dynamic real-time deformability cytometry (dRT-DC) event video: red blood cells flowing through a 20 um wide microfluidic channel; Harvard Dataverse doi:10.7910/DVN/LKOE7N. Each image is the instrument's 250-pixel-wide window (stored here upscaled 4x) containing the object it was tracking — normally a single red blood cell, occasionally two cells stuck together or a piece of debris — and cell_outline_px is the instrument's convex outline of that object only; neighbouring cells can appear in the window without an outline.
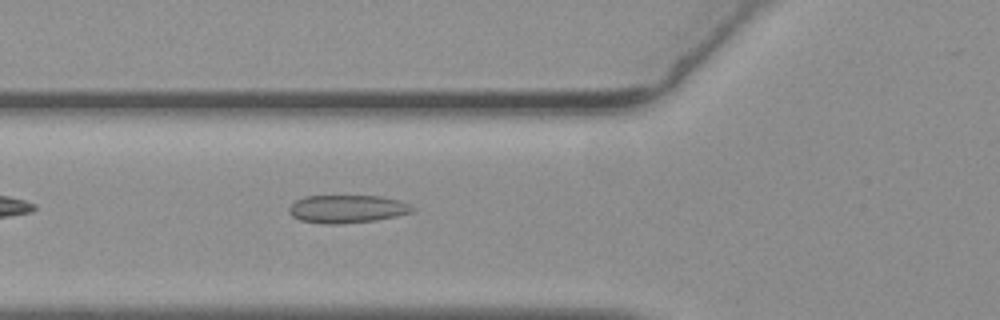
{"species": "common noctule bat (a hibernating species)", "species_latin": "Nyctalus noctula", "temperature_condition": "warm", "stored_images_in_passage": 40, "camera_frame_rate_fps": 3000, "um_per_image_px": 0.085, "animal": {"sex": "female", "body_mass_g": 19.3, "forearm_length_mm": 54.1}, "frame": {"image": 1, "passage_image": 6, "time_ms": 1.667, "image_size_px": [1000, 320], "cell_outline_px": [[416, 208], [412, 212], [396, 216], [376, 220], [340, 224], [324, 224], [300, 220], [292, 216], [288, 212], [288, 208], [296, 200], [304, 196], [380, 196], [400, 200]], "centroid_in_image_um": [29.5, 17.76], "position_along_channel_um": 96.3, "area_um2": 20.17}}
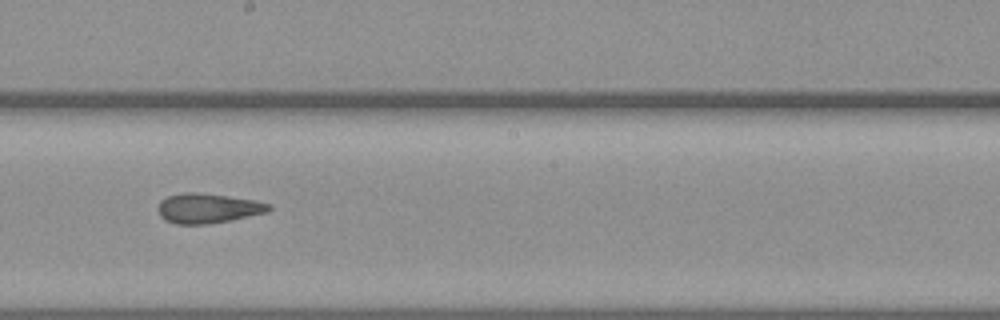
{"frame": {"image": 2, "passage_image": 17, "time_ms": 5.333, "image_size_px": [1000, 320], "cell_outline_px": [[272, 208], [268, 212], [208, 224], [176, 224], [164, 220], [160, 216], [156, 208], [160, 200], [168, 196], [180, 192], [200, 192], [256, 200], [272, 204]], "centroid_in_image_um": [17.64, 17.69], "position_along_channel_um": 230.6, "area_um2": 19.48}}
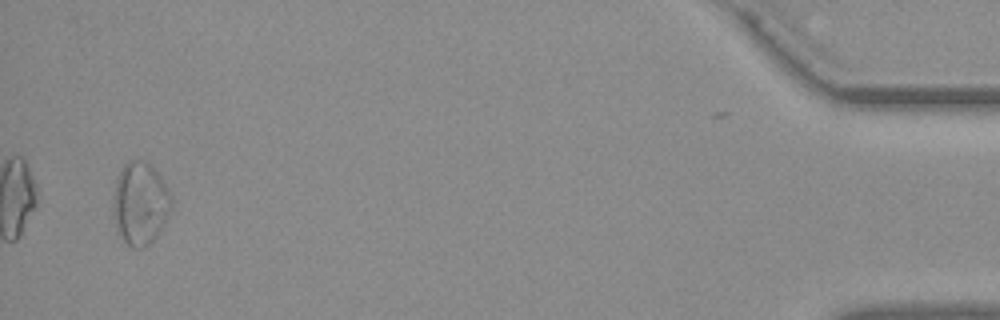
{"frame": {"image": 3, "passage_image": 40, "time_ms": 13.0, "image_size_px": [1000, 320], "cell_outline_px": [[172, 204], [168, 216], [156, 236], [144, 248], [132, 248], [124, 240], [120, 232], [116, 220], [112, 204], [116, 180], [124, 164], [132, 160], [148, 160], [160, 176], [172, 200]], "centroid_in_image_um": [11.92, 17.26], "position_along_channel_um": 423.3, "area_um2": 27.51}, "authors_computed_cell_mechanics": {"area_um2": 19.5942, "velocity_mm_per_s": 3.653, "shape_relaxation_time_tau1_ms": null, "shape_relaxation_time_tau2_ms": 2.3515, "deformation_change_tau1": null, "deformation_change_tau2": 0.1105}}